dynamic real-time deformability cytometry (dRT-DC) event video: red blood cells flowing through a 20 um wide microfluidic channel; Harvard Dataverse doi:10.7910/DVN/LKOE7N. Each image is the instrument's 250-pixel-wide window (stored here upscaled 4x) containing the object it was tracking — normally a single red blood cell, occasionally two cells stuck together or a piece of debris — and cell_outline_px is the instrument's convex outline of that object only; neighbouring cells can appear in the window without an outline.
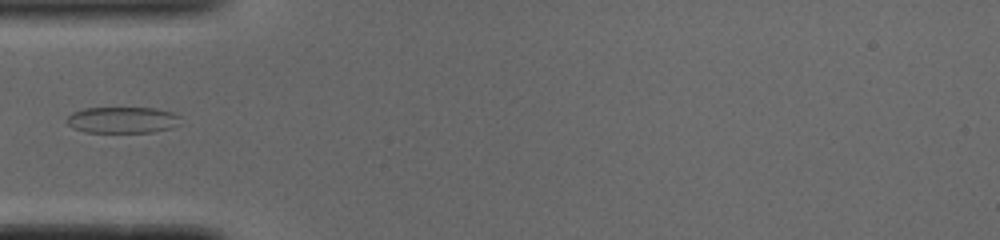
{"species": "common noctule bat (a hibernating species)", "species_latin": "Nyctalus noctula", "temperature_condition": "cold", "stored_images_in_passage": 21, "camera_frame_rate_fps": 3000, "um_per_image_px": 0.085, "animal": {"sex": "male", "body_mass_g": 19.0, "forearm_length_mm": 50.8}, "frame": {"image": 1, "passage_image": 1, "time_ms": 0.0, "image_size_px": [1000, 240], "cell_outline_px": [[180, 116], [172, 128], [152, 132], [84, 132], [72, 128], [68, 124], [68, 116], [72, 112], [84, 108], [156, 108], [172, 112]], "centroid_in_image_um": [10.37, 10.19], "position_along_channel_um": 74.6, "area_um2": 17.28}}
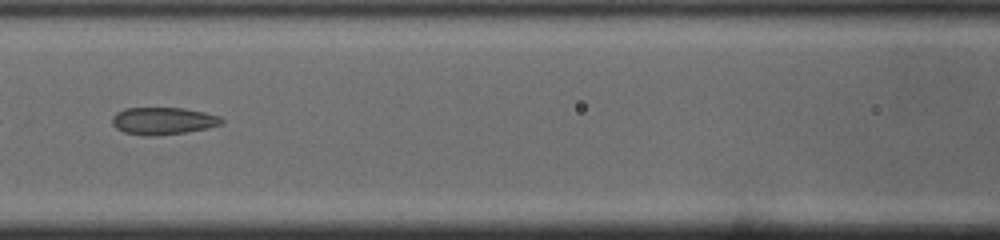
{"frame": {"image": 2, "passage_image": 7, "time_ms": 2.0, "image_size_px": [1000, 240], "cell_outline_px": [[224, 120], [220, 124], [208, 128], [184, 132], [156, 136], [144, 136], [124, 132], [116, 128], [112, 124], [112, 116], [116, 112], [124, 108], [184, 108], [204, 112], [220, 116]], "centroid_in_image_um": [13.83, 10.27], "position_along_channel_um": 152.8, "area_um2": 17.46}}
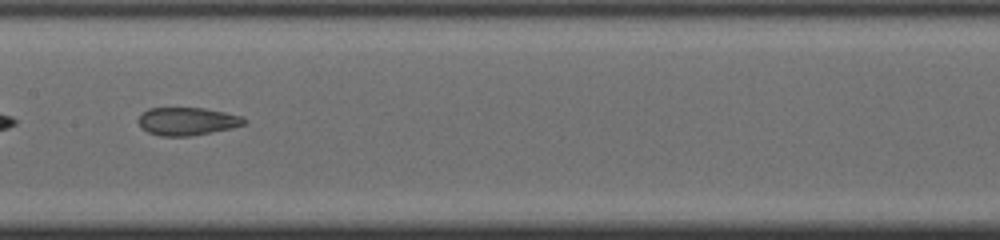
{"frame": {"image": 3, "passage_image": 10, "time_ms": 3.0, "image_size_px": [1000, 240], "cell_outline_px": [[248, 120], [244, 124], [232, 128], [192, 136], [160, 136], [148, 132], [140, 124], [140, 116], [148, 108], [204, 108], [224, 112], [240, 116]], "centroid_in_image_um": [15.95, 10.31], "position_along_channel_um": 191.5, "area_um2": 16.99}}